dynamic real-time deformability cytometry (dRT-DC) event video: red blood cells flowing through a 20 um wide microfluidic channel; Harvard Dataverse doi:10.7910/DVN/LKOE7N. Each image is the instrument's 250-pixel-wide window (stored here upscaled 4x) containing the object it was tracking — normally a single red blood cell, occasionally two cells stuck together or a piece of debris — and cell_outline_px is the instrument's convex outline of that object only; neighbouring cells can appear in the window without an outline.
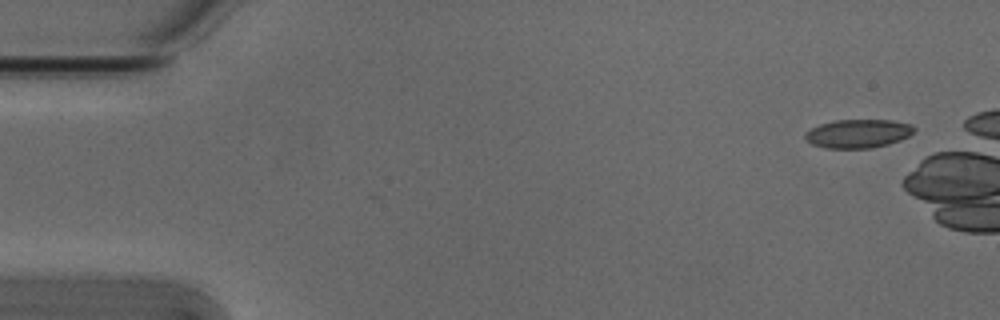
{"species": "Egyptian fruit bat (a non-hibernating species)", "species_latin": "Rousettus aegyptiacus", "temperature_condition": "cold", "stored_images_in_passage": 7, "camera_frame_rate_fps": 3000, "um_per_image_px": 0.085, "animal": {"sex": "male"}, "frame": {"image": 1, "passage_image": 1, "time_ms": 0.0, "image_size_px": [1000, 320], "cell_outline_px": [[916, 128], [908, 136], [900, 140], [888, 144], [872, 148], [824, 148], [812, 144], [804, 140], [804, 136], [812, 128], [820, 124], [836, 120], [892, 120], [912, 124]], "centroid_in_image_um": [72.94, 11.35], "position_along_channel_um": 12.1, "area_um2": 18.15}}
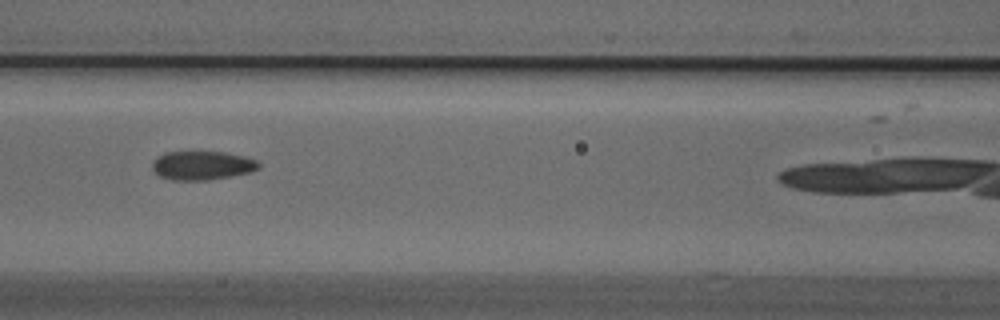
{"frame": {"image": 2, "passage_image": 6, "time_ms": 1.667, "image_size_px": [1000, 320], "cell_outline_px": [[260, 168], [248, 172], [232, 176], [208, 180], [172, 180], [160, 176], [152, 168], [152, 160], [156, 156], [164, 152], [224, 152], [244, 156], [256, 160], [260, 164]], "centroid_in_image_um": [17.16, 14.06], "position_along_channel_um": 149.4, "area_um2": 17.92}}